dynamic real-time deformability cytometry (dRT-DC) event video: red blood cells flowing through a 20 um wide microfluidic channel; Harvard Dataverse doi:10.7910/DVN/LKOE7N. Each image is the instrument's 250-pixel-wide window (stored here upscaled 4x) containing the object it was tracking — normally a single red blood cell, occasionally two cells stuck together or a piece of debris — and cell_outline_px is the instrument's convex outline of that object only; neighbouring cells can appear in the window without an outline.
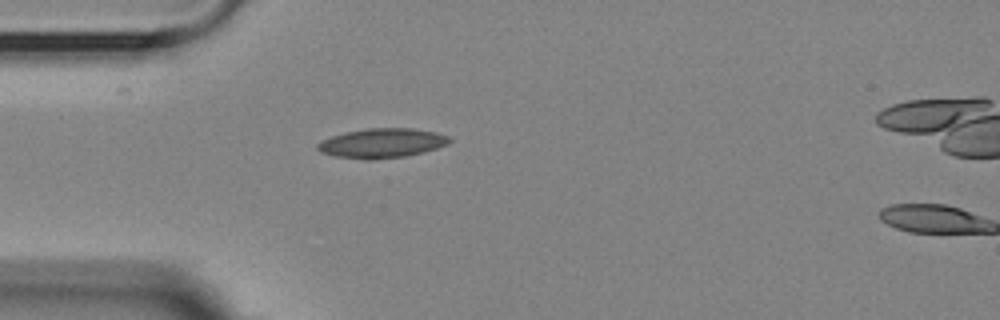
{"species": "Egyptian fruit bat (a non-hibernating species)", "species_latin": "Rousettus aegyptiacus", "temperature_condition": "room temperature", "stored_images_in_passage": 2, "camera_frame_rate_fps": 3000, "um_per_image_px": 0.085, "animal": {"sex": "female"}, "frame": {"image": 1, "passage_image": 1, "time_ms": 0.0, "image_size_px": [1000, 320], "cell_outline_px": [[452, 140], [448, 144], [424, 152], [404, 156], [372, 160], [364, 160], [336, 156], [320, 152], [316, 148], [316, 144], [320, 140], [344, 132], [368, 128], [412, 128], [436, 132], [448, 136]], "centroid_in_image_um": [32.44, 12.17], "position_along_channel_um": 52.6, "area_um2": 22.83}}